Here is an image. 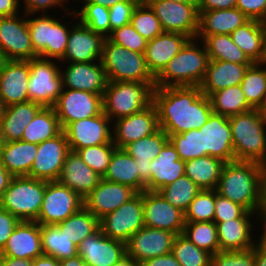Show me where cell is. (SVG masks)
Masks as SVG:
<instances>
[{"label":"cell","mask_w":266,"mask_h":266,"mask_svg":"<svg viewBox=\"0 0 266 266\" xmlns=\"http://www.w3.org/2000/svg\"><path fill=\"white\" fill-rule=\"evenodd\" d=\"M152 103L160 129L168 136L200 129L213 113L209 97L202 94L200 86L154 88Z\"/></svg>","instance_id":"cell-1"},{"label":"cell","mask_w":266,"mask_h":266,"mask_svg":"<svg viewBox=\"0 0 266 266\" xmlns=\"http://www.w3.org/2000/svg\"><path fill=\"white\" fill-rule=\"evenodd\" d=\"M265 171L266 167L257 162H227L215 190L247 211L258 214Z\"/></svg>","instance_id":"cell-2"},{"label":"cell","mask_w":266,"mask_h":266,"mask_svg":"<svg viewBox=\"0 0 266 266\" xmlns=\"http://www.w3.org/2000/svg\"><path fill=\"white\" fill-rule=\"evenodd\" d=\"M61 13L64 19V15H66V22L62 17L60 21L57 15L55 18L53 13L51 15L49 13L27 15V26L33 49L40 58L60 61L65 54L70 28L78 18L74 9L68 12L61 11ZM67 15L69 18L71 17L69 21L72 22L69 23Z\"/></svg>","instance_id":"cell-3"},{"label":"cell","mask_w":266,"mask_h":266,"mask_svg":"<svg viewBox=\"0 0 266 266\" xmlns=\"http://www.w3.org/2000/svg\"><path fill=\"white\" fill-rule=\"evenodd\" d=\"M208 62L205 44L200 39L191 38L155 77V88L200 86Z\"/></svg>","instance_id":"cell-4"},{"label":"cell","mask_w":266,"mask_h":266,"mask_svg":"<svg viewBox=\"0 0 266 266\" xmlns=\"http://www.w3.org/2000/svg\"><path fill=\"white\" fill-rule=\"evenodd\" d=\"M235 160L266 167V115L258 109L228 117Z\"/></svg>","instance_id":"cell-5"},{"label":"cell","mask_w":266,"mask_h":266,"mask_svg":"<svg viewBox=\"0 0 266 266\" xmlns=\"http://www.w3.org/2000/svg\"><path fill=\"white\" fill-rule=\"evenodd\" d=\"M154 88L155 82L108 81L103 112L111 121L140 112L152 103Z\"/></svg>","instance_id":"cell-6"},{"label":"cell","mask_w":266,"mask_h":266,"mask_svg":"<svg viewBox=\"0 0 266 266\" xmlns=\"http://www.w3.org/2000/svg\"><path fill=\"white\" fill-rule=\"evenodd\" d=\"M46 181L29 176H13L0 198V207L19 221H36L39 216Z\"/></svg>","instance_id":"cell-7"},{"label":"cell","mask_w":266,"mask_h":266,"mask_svg":"<svg viewBox=\"0 0 266 266\" xmlns=\"http://www.w3.org/2000/svg\"><path fill=\"white\" fill-rule=\"evenodd\" d=\"M101 63L108 81L155 82L144 53L124 48L105 38Z\"/></svg>","instance_id":"cell-8"},{"label":"cell","mask_w":266,"mask_h":266,"mask_svg":"<svg viewBox=\"0 0 266 266\" xmlns=\"http://www.w3.org/2000/svg\"><path fill=\"white\" fill-rule=\"evenodd\" d=\"M59 61L40 57L30 60L28 101L53 107L63 91Z\"/></svg>","instance_id":"cell-9"},{"label":"cell","mask_w":266,"mask_h":266,"mask_svg":"<svg viewBox=\"0 0 266 266\" xmlns=\"http://www.w3.org/2000/svg\"><path fill=\"white\" fill-rule=\"evenodd\" d=\"M160 21L164 32L181 33L196 38L199 28V4L166 0H144Z\"/></svg>","instance_id":"cell-10"},{"label":"cell","mask_w":266,"mask_h":266,"mask_svg":"<svg viewBox=\"0 0 266 266\" xmlns=\"http://www.w3.org/2000/svg\"><path fill=\"white\" fill-rule=\"evenodd\" d=\"M103 234L112 239L127 242L137 231L143 228V192H138L115 211L99 220Z\"/></svg>","instance_id":"cell-11"},{"label":"cell","mask_w":266,"mask_h":266,"mask_svg":"<svg viewBox=\"0 0 266 266\" xmlns=\"http://www.w3.org/2000/svg\"><path fill=\"white\" fill-rule=\"evenodd\" d=\"M84 206V200L58 181L47 182L43 202L36 222L57 225Z\"/></svg>","instance_id":"cell-12"},{"label":"cell","mask_w":266,"mask_h":266,"mask_svg":"<svg viewBox=\"0 0 266 266\" xmlns=\"http://www.w3.org/2000/svg\"><path fill=\"white\" fill-rule=\"evenodd\" d=\"M0 50L7 60L29 61L38 57L30 38L27 14L0 17Z\"/></svg>","instance_id":"cell-13"},{"label":"cell","mask_w":266,"mask_h":266,"mask_svg":"<svg viewBox=\"0 0 266 266\" xmlns=\"http://www.w3.org/2000/svg\"><path fill=\"white\" fill-rule=\"evenodd\" d=\"M102 95L88 91L63 88L53 108L61 128L67 124L103 112Z\"/></svg>","instance_id":"cell-14"},{"label":"cell","mask_w":266,"mask_h":266,"mask_svg":"<svg viewBox=\"0 0 266 266\" xmlns=\"http://www.w3.org/2000/svg\"><path fill=\"white\" fill-rule=\"evenodd\" d=\"M64 132L70 151L112 143V121L102 112L67 124Z\"/></svg>","instance_id":"cell-15"},{"label":"cell","mask_w":266,"mask_h":266,"mask_svg":"<svg viewBox=\"0 0 266 266\" xmlns=\"http://www.w3.org/2000/svg\"><path fill=\"white\" fill-rule=\"evenodd\" d=\"M160 129L153 103L140 112L112 121V143L123 149L131 142L150 136Z\"/></svg>","instance_id":"cell-16"},{"label":"cell","mask_w":266,"mask_h":266,"mask_svg":"<svg viewBox=\"0 0 266 266\" xmlns=\"http://www.w3.org/2000/svg\"><path fill=\"white\" fill-rule=\"evenodd\" d=\"M69 152V144L63 131L56 137L38 144L29 177L47 182L58 181Z\"/></svg>","instance_id":"cell-17"},{"label":"cell","mask_w":266,"mask_h":266,"mask_svg":"<svg viewBox=\"0 0 266 266\" xmlns=\"http://www.w3.org/2000/svg\"><path fill=\"white\" fill-rule=\"evenodd\" d=\"M143 213L146 227L182 234L185 225L184 212L171 205L159 192H143Z\"/></svg>","instance_id":"cell-18"},{"label":"cell","mask_w":266,"mask_h":266,"mask_svg":"<svg viewBox=\"0 0 266 266\" xmlns=\"http://www.w3.org/2000/svg\"><path fill=\"white\" fill-rule=\"evenodd\" d=\"M198 130L201 132L202 157L209 155L225 163L235 160L228 117L212 113Z\"/></svg>","instance_id":"cell-19"},{"label":"cell","mask_w":266,"mask_h":266,"mask_svg":"<svg viewBox=\"0 0 266 266\" xmlns=\"http://www.w3.org/2000/svg\"><path fill=\"white\" fill-rule=\"evenodd\" d=\"M254 222L260 224L258 214L246 211L239 219L216 223L220 251L252 249L259 239L254 238L259 236L254 233L258 227Z\"/></svg>","instance_id":"cell-20"},{"label":"cell","mask_w":266,"mask_h":266,"mask_svg":"<svg viewBox=\"0 0 266 266\" xmlns=\"http://www.w3.org/2000/svg\"><path fill=\"white\" fill-rule=\"evenodd\" d=\"M176 234L144 226L126 242V254L141 264L153 257L171 253Z\"/></svg>","instance_id":"cell-21"},{"label":"cell","mask_w":266,"mask_h":266,"mask_svg":"<svg viewBox=\"0 0 266 266\" xmlns=\"http://www.w3.org/2000/svg\"><path fill=\"white\" fill-rule=\"evenodd\" d=\"M105 37L79 20L70 28L67 48L60 63L101 61Z\"/></svg>","instance_id":"cell-22"},{"label":"cell","mask_w":266,"mask_h":266,"mask_svg":"<svg viewBox=\"0 0 266 266\" xmlns=\"http://www.w3.org/2000/svg\"><path fill=\"white\" fill-rule=\"evenodd\" d=\"M77 253L87 266H113L126 255V243L105 236L99 228L77 246Z\"/></svg>","instance_id":"cell-23"},{"label":"cell","mask_w":266,"mask_h":266,"mask_svg":"<svg viewBox=\"0 0 266 266\" xmlns=\"http://www.w3.org/2000/svg\"><path fill=\"white\" fill-rule=\"evenodd\" d=\"M60 74L67 89L103 94L108 83L101 61L60 63Z\"/></svg>","instance_id":"cell-24"},{"label":"cell","mask_w":266,"mask_h":266,"mask_svg":"<svg viewBox=\"0 0 266 266\" xmlns=\"http://www.w3.org/2000/svg\"><path fill=\"white\" fill-rule=\"evenodd\" d=\"M137 193L130 186L101 178L97 187L84 199V207L100 220Z\"/></svg>","instance_id":"cell-25"},{"label":"cell","mask_w":266,"mask_h":266,"mask_svg":"<svg viewBox=\"0 0 266 266\" xmlns=\"http://www.w3.org/2000/svg\"><path fill=\"white\" fill-rule=\"evenodd\" d=\"M30 60H7L0 71V99L6 107L28 101Z\"/></svg>","instance_id":"cell-26"},{"label":"cell","mask_w":266,"mask_h":266,"mask_svg":"<svg viewBox=\"0 0 266 266\" xmlns=\"http://www.w3.org/2000/svg\"><path fill=\"white\" fill-rule=\"evenodd\" d=\"M43 254L40 225L36 221H20L4 247L3 257L34 260Z\"/></svg>","instance_id":"cell-27"},{"label":"cell","mask_w":266,"mask_h":266,"mask_svg":"<svg viewBox=\"0 0 266 266\" xmlns=\"http://www.w3.org/2000/svg\"><path fill=\"white\" fill-rule=\"evenodd\" d=\"M185 175V161L181 160L175 147L168 141L152 160L147 191H159Z\"/></svg>","instance_id":"cell-28"},{"label":"cell","mask_w":266,"mask_h":266,"mask_svg":"<svg viewBox=\"0 0 266 266\" xmlns=\"http://www.w3.org/2000/svg\"><path fill=\"white\" fill-rule=\"evenodd\" d=\"M101 177L89 168L79 155L70 151L67 154L58 182L83 200L97 187Z\"/></svg>","instance_id":"cell-29"},{"label":"cell","mask_w":266,"mask_h":266,"mask_svg":"<svg viewBox=\"0 0 266 266\" xmlns=\"http://www.w3.org/2000/svg\"><path fill=\"white\" fill-rule=\"evenodd\" d=\"M189 39L181 33L163 32L148 41L144 54L150 73L156 77Z\"/></svg>","instance_id":"cell-30"},{"label":"cell","mask_w":266,"mask_h":266,"mask_svg":"<svg viewBox=\"0 0 266 266\" xmlns=\"http://www.w3.org/2000/svg\"><path fill=\"white\" fill-rule=\"evenodd\" d=\"M252 64H236L223 60H209L205 77L200 84L202 94L212 93L241 83L245 72Z\"/></svg>","instance_id":"cell-31"},{"label":"cell","mask_w":266,"mask_h":266,"mask_svg":"<svg viewBox=\"0 0 266 266\" xmlns=\"http://www.w3.org/2000/svg\"><path fill=\"white\" fill-rule=\"evenodd\" d=\"M231 40L253 63H263L266 56V23L249 20L230 34Z\"/></svg>","instance_id":"cell-32"},{"label":"cell","mask_w":266,"mask_h":266,"mask_svg":"<svg viewBox=\"0 0 266 266\" xmlns=\"http://www.w3.org/2000/svg\"><path fill=\"white\" fill-rule=\"evenodd\" d=\"M42 108L32 101L6 107L0 126V142L22 140L24 129Z\"/></svg>","instance_id":"cell-33"},{"label":"cell","mask_w":266,"mask_h":266,"mask_svg":"<svg viewBox=\"0 0 266 266\" xmlns=\"http://www.w3.org/2000/svg\"><path fill=\"white\" fill-rule=\"evenodd\" d=\"M38 145L22 140L0 142L1 165L12 176H29Z\"/></svg>","instance_id":"cell-34"},{"label":"cell","mask_w":266,"mask_h":266,"mask_svg":"<svg viewBox=\"0 0 266 266\" xmlns=\"http://www.w3.org/2000/svg\"><path fill=\"white\" fill-rule=\"evenodd\" d=\"M198 12L199 28L197 35H230L238 27H241L250 20L236 7Z\"/></svg>","instance_id":"cell-35"},{"label":"cell","mask_w":266,"mask_h":266,"mask_svg":"<svg viewBox=\"0 0 266 266\" xmlns=\"http://www.w3.org/2000/svg\"><path fill=\"white\" fill-rule=\"evenodd\" d=\"M169 141L168 135L159 129L154 134L131 142L123 149L135 159L139 176L146 182L150 181V165L153 159Z\"/></svg>","instance_id":"cell-36"},{"label":"cell","mask_w":266,"mask_h":266,"mask_svg":"<svg viewBox=\"0 0 266 266\" xmlns=\"http://www.w3.org/2000/svg\"><path fill=\"white\" fill-rule=\"evenodd\" d=\"M102 178L130 186L137 192L146 190V182L138 174L135 159L124 149L116 148L113 151L107 171Z\"/></svg>","instance_id":"cell-37"},{"label":"cell","mask_w":266,"mask_h":266,"mask_svg":"<svg viewBox=\"0 0 266 266\" xmlns=\"http://www.w3.org/2000/svg\"><path fill=\"white\" fill-rule=\"evenodd\" d=\"M225 162L209 155L185 161V176L201 190H215Z\"/></svg>","instance_id":"cell-38"},{"label":"cell","mask_w":266,"mask_h":266,"mask_svg":"<svg viewBox=\"0 0 266 266\" xmlns=\"http://www.w3.org/2000/svg\"><path fill=\"white\" fill-rule=\"evenodd\" d=\"M62 132V128L53 107H43L24 129L22 141L40 144Z\"/></svg>","instance_id":"cell-39"},{"label":"cell","mask_w":266,"mask_h":266,"mask_svg":"<svg viewBox=\"0 0 266 266\" xmlns=\"http://www.w3.org/2000/svg\"><path fill=\"white\" fill-rule=\"evenodd\" d=\"M205 44L209 60H223L236 64H253L228 34L197 35Z\"/></svg>","instance_id":"cell-40"},{"label":"cell","mask_w":266,"mask_h":266,"mask_svg":"<svg viewBox=\"0 0 266 266\" xmlns=\"http://www.w3.org/2000/svg\"><path fill=\"white\" fill-rule=\"evenodd\" d=\"M213 113L230 117L245 113L253 108L248 104L240 84L230 86L209 96Z\"/></svg>","instance_id":"cell-41"},{"label":"cell","mask_w":266,"mask_h":266,"mask_svg":"<svg viewBox=\"0 0 266 266\" xmlns=\"http://www.w3.org/2000/svg\"><path fill=\"white\" fill-rule=\"evenodd\" d=\"M56 226L76 246L100 228L99 219L84 206Z\"/></svg>","instance_id":"cell-42"},{"label":"cell","mask_w":266,"mask_h":266,"mask_svg":"<svg viewBox=\"0 0 266 266\" xmlns=\"http://www.w3.org/2000/svg\"><path fill=\"white\" fill-rule=\"evenodd\" d=\"M40 231L44 255L58 261L78 255L77 246L56 225H40Z\"/></svg>","instance_id":"cell-43"},{"label":"cell","mask_w":266,"mask_h":266,"mask_svg":"<svg viewBox=\"0 0 266 266\" xmlns=\"http://www.w3.org/2000/svg\"><path fill=\"white\" fill-rule=\"evenodd\" d=\"M240 86L248 104L253 109H258L266 90V65L264 63H253L249 66Z\"/></svg>","instance_id":"cell-44"},{"label":"cell","mask_w":266,"mask_h":266,"mask_svg":"<svg viewBox=\"0 0 266 266\" xmlns=\"http://www.w3.org/2000/svg\"><path fill=\"white\" fill-rule=\"evenodd\" d=\"M182 235L211 255L220 251L217 226L214 222H185Z\"/></svg>","instance_id":"cell-45"},{"label":"cell","mask_w":266,"mask_h":266,"mask_svg":"<svg viewBox=\"0 0 266 266\" xmlns=\"http://www.w3.org/2000/svg\"><path fill=\"white\" fill-rule=\"evenodd\" d=\"M201 189L187 176H182L158 192L174 207L185 213Z\"/></svg>","instance_id":"cell-46"},{"label":"cell","mask_w":266,"mask_h":266,"mask_svg":"<svg viewBox=\"0 0 266 266\" xmlns=\"http://www.w3.org/2000/svg\"><path fill=\"white\" fill-rule=\"evenodd\" d=\"M81 4V6H80ZM73 7L78 20L89 27L95 33H99L107 38L111 34L109 22V8L95 3H78Z\"/></svg>","instance_id":"cell-47"},{"label":"cell","mask_w":266,"mask_h":266,"mask_svg":"<svg viewBox=\"0 0 266 266\" xmlns=\"http://www.w3.org/2000/svg\"><path fill=\"white\" fill-rule=\"evenodd\" d=\"M171 253L181 266H211V254L198 248L182 234L174 238Z\"/></svg>","instance_id":"cell-48"},{"label":"cell","mask_w":266,"mask_h":266,"mask_svg":"<svg viewBox=\"0 0 266 266\" xmlns=\"http://www.w3.org/2000/svg\"><path fill=\"white\" fill-rule=\"evenodd\" d=\"M216 190H201L184 213L185 222H213Z\"/></svg>","instance_id":"cell-49"},{"label":"cell","mask_w":266,"mask_h":266,"mask_svg":"<svg viewBox=\"0 0 266 266\" xmlns=\"http://www.w3.org/2000/svg\"><path fill=\"white\" fill-rule=\"evenodd\" d=\"M130 23L147 41L164 32L159 19L144 0L135 8Z\"/></svg>","instance_id":"cell-50"},{"label":"cell","mask_w":266,"mask_h":266,"mask_svg":"<svg viewBox=\"0 0 266 266\" xmlns=\"http://www.w3.org/2000/svg\"><path fill=\"white\" fill-rule=\"evenodd\" d=\"M116 148L114 144H101L77 149L74 152L102 178L107 171L111 156Z\"/></svg>","instance_id":"cell-51"},{"label":"cell","mask_w":266,"mask_h":266,"mask_svg":"<svg viewBox=\"0 0 266 266\" xmlns=\"http://www.w3.org/2000/svg\"><path fill=\"white\" fill-rule=\"evenodd\" d=\"M168 138L181 160L187 161L202 157L201 132L198 129L171 134Z\"/></svg>","instance_id":"cell-52"},{"label":"cell","mask_w":266,"mask_h":266,"mask_svg":"<svg viewBox=\"0 0 266 266\" xmlns=\"http://www.w3.org/2000/svg\"><path fill=\"white\" fill-rule=\"evenodd\" d=\"M107 38L117 45L138 53H145L148 42L131 23L114 29Z\"/></svg>","instance_id":"cell-53"},{"label":"cell","mask_w":266,"mask_h":266,"mask_svg":"<svg viewBox=\"0 0 266 266\" xmlns=\"http://www.w3.org/2000/svg\"><path fill=\"white\" fill-rule=\"evenodd\" d=\"M211 266H254V247L243 251H219L211 255Z\"/></svg>","instance_id":"cell-54"},{"label":"cell","mask_w":266,"mask_h":266,"mask_svg":"<svg viewBox=\"0 0 266 266\" xmlns=\"http://www.w3.org/2000/svg\"><path fill=\"white\" fill-rule=\"evenodd\" d=\"M142 0H124L109 8L111 32L119 27L130 24L133 12Z\"/></svg>","instance_id":"cell-55"},{"label":"cell","mask_w":266,"mask_h":266,"mask_svg":"<svg viewBox=\"0 0 266 266\" xmlns=\"http://www.w3.org/2000/svg\"><path fill=\"white\" fill-rule=\"evenodd\" d=\"M247 210L216 192L214 223L239 219Z\"/></svg>","instance_id":"cell-56"},{"label":"cell","mask_w":266,"mask_h":266,"mask_svg":"<svg viewBox=\"0 0 266 266\" xmlns=\"http://www.w3.org/2000/svg\"><path fill=\"white\" fill-rule=\"evenodd\" d=\"M19 1L20 2L23 1L20 3L21 8L23 9L22 12L27 15L28 14H43V13L48 14V12L51 13L52 11L51 9H53L54 14H55V11H56L55 9L58 10L59 8H60L59 12L61 10H65V12H68L69 10H71V7L68 6L70 5L68 0H19Z\"/></svg>","instance_id":"cell-57"},{"label":"cell","mask_w":266,"mask_h":266,"mask_svg":"<svg viewBox=\"0 0 266 266\" xmlns=\"http://www.w3.org/2000/svg\"><path fill=\"white\" fill-rule=\"evenodd\" d=\"M236 8L250 20L266 23V0H236Z\"/></svg>","instance_id":"cell-58"},{"label":"cell","mask_w":266,"mask_h":266,"mask_svg":"<svg viewBox=\"0 0 266 266\" xmlns=\"http://www.w3.org/2000/svg\"><path fill=\"white\" fill-rule=\"evenodd\" d=\"M19 222L14 215L0 207V250L4 247Z\"/></svg>","instance_id":"cell-59"},{"label":"cell","mask_w":266,"mask_h":266,"mask_svg":"<svg viewBox=\"0 0 266 266\" xmlns=\"http://www.w3.org/2000/svg\"><path fill=\"white\" fill-rule=\"evenodd\" d=\"M236 7V0H200L198 11L232 9Z\"/></svg>","instance_id":"cell-60"},{"label":"cell","mask_w":266,"mask_h":266,"mask_svg":"<svg viewBox=\"0 0 266 266\" xmlns=\"http://www.w3.org/2000/svg\"><path fill=\"white\" fill-rule=\"evenodd\" d=\"M21 4L19 0H0V17L15 16L21 11Z\"/></svg>","instance_id":"cell-61"},{"label":"cell","mask_w":266,"mask_h":266,"mask_svg":"<svg viewBox=\"0 0 266 266\" xmlns=\"http://www.w3.org/2000/svg\"><path fill=\"white\" fill-rule=\"evenodd\" d=\"M141 266H181L172 253L153 257L140 264Z\"/></svg>","instance_id":"cell-62"},{"label":"cell","mask_w":266,"mask_h":266,"mask_svg":"<svg viewBox=\"0 0 266 266\" xmlns=\"http://www.w3.org/2000/svg\"><path fill=\"white\" fill-rule=\"evenodd\" d=\"M259 222L266 223V171L262 183L261 204L258 212Z\"/></svg>","instance_id":"cell-63"},{"label":"cell","mask_w":266,"mask_h":266,"mask_svg":"<svg viewBox=\"0 0 266 266\" xmlns=\"http://www.w3.org/2000/svg\"><path fill=\"white\" fill-rule=\"evenodd\" d=\"M31 266H60V261L52 256L42 254L32 260Z\"/></svg>","instance_id":"cell-64"},{"label":"cell","mask_w":266,"mask_h":266,"mask_svg":"<svg viewBox=\"0 0 266 266\" xmlns=\"http://www.w3.org/2000/svg\"><path fill=\"white\" fill-rule=\"evenodd\" d=\"M254 266H266V250L259 243L254 246Z\"/></svg>","instance_id":"cell-65"},{"label":"cell","mask_w":266,"mask_h":266,"mask_svg":"<svg viewBox=\"0 0 266 266\" xmlns=\"http://www.w3.org/2000/svg\"><path fill=\"white\" fill-rule=\"evenodd\" d=\"M13 176L1 165L0 162V198L9 186Z\"/></svg>","instance_id":"cell-66"},{"label":"cell","mask_w":266,"mask_h":266,"mask_svg":"<svg viewBox=\"0 0 266 266\" xmlns=\"http://www.w3.org/2000/svg\"><path fill=\"white\" fill-rule=\"evenodd\" d=\"M32 260L14 258V257H3V266H31Z\"/></svg>","instance_id":"cell-67"},{"label":"cell","mask_w":266,"mask_h":266,"mask_svg":"<svg viewBox=\"0 0 266 266\" xmlns=\"http://www.w3.org/2000/svg\"><path fill=\"white\" fill-rule=\"evenodd\" d=\"M60 266H87L79 255L60 261Z\"/></svg>","instance_id":"cell-68"},{"label":"cell","mask_w":266,"mask_h":266,"mask_svg":"<svg viewBox=\"0 0 266 266\" xmlns=\"http://www.w3.org/2000/svg\"><path fill=\"white\" fill-rule=\"evenodd\" d=\"M80 3H95L98 5H102L104 7L110 8L115 5L117 2L124 1V0H75Z\"/></svg>","instance_id":"cell-69"},{"label":"cell","mask_w":266,"mask_h":266,"mask_svg":"<svg viewBox=\"0 0 266 266\" xmlns=\"http://www.w3.org/2000/svg\"><path fill=\"white\" fill-rule=\"evenodd\" d=\"M113 266H141V265L126 254L123 258H121V260L118 263H116Z\"/></svg>","instance_id":"cell-70"},{"label":"cell","mask_w":266,"mask_h":266,"mask_svg":"<svg viewBox=\"0 0 266 266\" xmlns=\"http://www.w3.org/2000/svg\"><path fill=\"white\" fill-rule=\"evenodd\" d=\"M261 226L260 229H262L261 231L258 230V234H261L258 238V243L266 250V223H261V225H259V227ZM261 232V233H260Z\"/></svg>","instance_id":"cell-71"},{"label":"cell","mask_w":266,"mask_h":266,"mask_svg":"<svg viewBox=\"0 0 266 266\" xmlns=\"http://www.w3.org/2000/svg\"><path fill=\"white\" fill-rule=\"evenodd\" d=\"M258 110L263 114L266 115V90L264 94L263 101L261 103V106L258 108Z\"/></svg>","instance_id":"cell-72"},{"label":"cell","mask_w":266,"mask_h":266,"mask_svg":"<svg viewBox=\"0 0 266 266\" xmlns=\"http://www.w3.org/2000/svg\"><path fill=\"white\" fill-rule=\"evenodd\" d=\"M166 1H173L178 3H187V4H199L200 0H166Z\"/></svg>","instance_id":"cell-73"},{"label":"cell","mask_w":266,"mask_h":266,"mask_svg":"<svg viewBox=\"0 0 266 266\" xmlns=\"http://www.w3.org/2000/svg\"><path fill=\"white\" fill-rule=\"evenodd\" d=\"M5 109H6V106L4 105L2 100L0 99V126H1V123H2V120L4 117Z\"/></svg>","instance_id":"cell-74"},{"label":"cell","mask_w":266,"mask_h":266,"mask_svg":"<svg viewBox=\"0 0 266 266\" xmlns=\"http://www.w3.org/2000/svg\"><path fill=\"white\" fill-rule=\"evenodd\" d=\"M6 61L7 59L5 58L3 52L0 50V71L2 70Z\"/></svg>","instance_id":"cell-75"},{"label":"cell","mask_w":266,"mask_h":266,"mask_svg":"<svg viewBox=\"0 0 266 266\" xmlns=\"http://www.w3.org/2000/svg\"><path fill=\"white\" fill-rule=\"evenodd\" d=\"M0 266H3V256L0 255Z\"/></svg>","instance_id":"cell-76"}]
</instances>
